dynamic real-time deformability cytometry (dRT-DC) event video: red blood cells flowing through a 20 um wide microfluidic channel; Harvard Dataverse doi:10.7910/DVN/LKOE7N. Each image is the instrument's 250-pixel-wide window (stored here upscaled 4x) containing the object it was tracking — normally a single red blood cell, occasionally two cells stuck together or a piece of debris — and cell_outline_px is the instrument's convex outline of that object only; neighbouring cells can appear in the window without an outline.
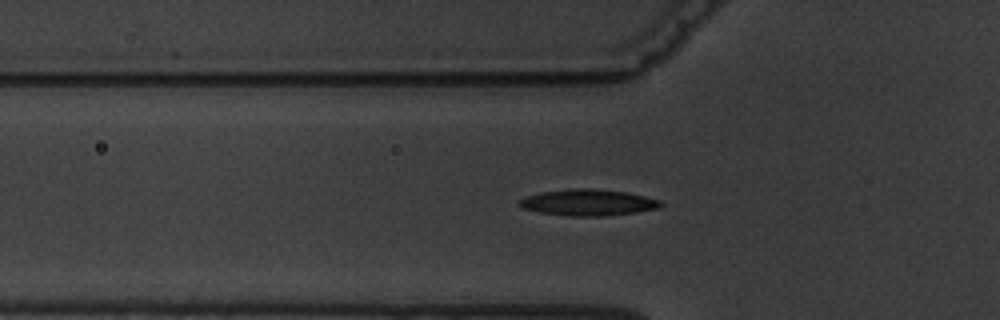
{"species": "common noctule bat (a hibernating species)", "species_latin": "Nyctalus noctula", "temperature_condition": "warm", "stored_images_in_passage": 6, "segment_of_instrument_passage": [2, 2], "camera_frame_rate_fps": 3000, "um_per_image_px": 0.085, "animal": {"sex": "male", "body_mass_g": 19.5, "forearm_length_mm": 54.6}, "frame": {"image": 1, "passage_image": 6, "time_ms": 6.0, "image_size_px": [1000, 320], "cell_outline_px": [[664, 204], [660, 208], [636, 212], [604, 216], [568, 216], [540, 212], [524, 208], [516, 204], [520, 200], [528, 196], [540, 192], [568, 188], [592, 188], [628, 192], [660, 200]], "centroid_in_image_um": [50.01, 17.2], "position_along_channel_um": 75.8, "area_um2": 21.79}}